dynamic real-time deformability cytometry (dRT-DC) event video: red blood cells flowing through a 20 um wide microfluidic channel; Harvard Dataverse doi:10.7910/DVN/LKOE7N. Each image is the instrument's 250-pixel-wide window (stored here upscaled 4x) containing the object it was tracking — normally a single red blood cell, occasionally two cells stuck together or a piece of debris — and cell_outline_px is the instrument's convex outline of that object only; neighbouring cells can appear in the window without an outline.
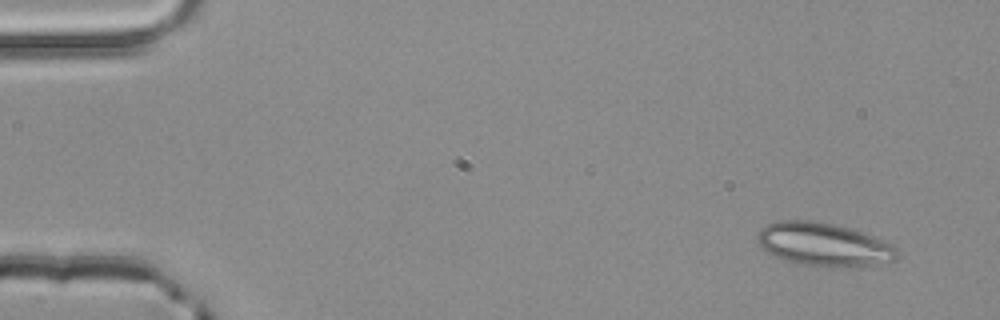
{"species": "common noctule bat (a hibernating species)", "species_latin": "Nyctalus noctula", "temperature_condition": "room temperature", "stored_images_in_passage": 4, "camera_frame_rate_fps": 3000, "um_per_image_px": 0.085, "animal": {"sex": "male", "body_mass_g": 20.4}, "frame": {"image": 1, "passage_image": 1, "time_ms": 0.0, "image_size_px": [1000, 320], "cell_outline_px": [[896, 256], [892, 260], [860, 268], [800, 264], [784, 260], [768, 252], [756, 240], [756, 236], [760, 228], [776, 220], [816, 220], [836, 224], [884, 240], [892, 244], [896, 248]], "centroid_in_image_um": [69.99, 20.76], "position_along_channel_um": 15.0, "area_um2": 35.2}}